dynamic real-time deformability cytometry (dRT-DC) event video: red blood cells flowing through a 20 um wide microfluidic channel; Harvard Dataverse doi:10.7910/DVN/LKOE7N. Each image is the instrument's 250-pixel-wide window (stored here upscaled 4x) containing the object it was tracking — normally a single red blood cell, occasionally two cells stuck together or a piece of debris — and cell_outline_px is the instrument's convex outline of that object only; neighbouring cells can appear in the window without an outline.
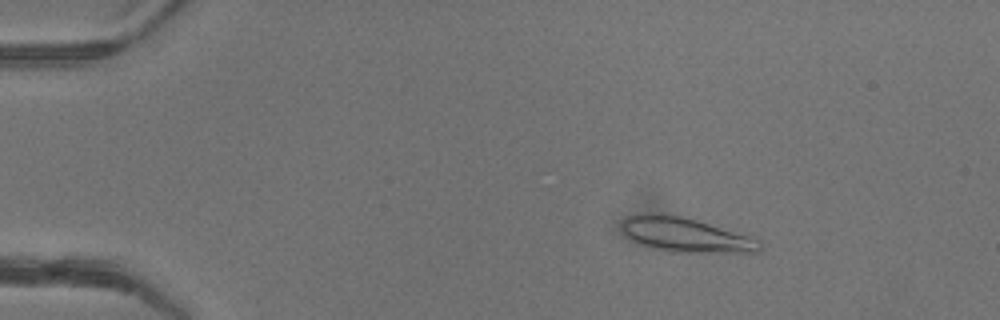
{"species": "common noctule bat (a hibernating species)", "species_latin": "Nyctalus noctula", "temperature_condition": "warm", "stored_images_in_passage": 50, "camera_frame_rate_fps": 3000, "um_per_image_px": 0.085, "animal": {"sex": "female"}, "frame": {"image": 1, "passage_image": 9, "time_ms": 2.667, "image_size_px": [1000, 320], "cell_outline_px": [[760, 252], [680, 252], [652, 248], [632, 240], [624, 232], [620, 224], [628, 216], [644, 212], [660, 212], [680, 216], [696, 220], [760, 240]], "centroid_in_image_um": [58.21, 19.94], "position_along_channel_um": 26.8, "area_um2": 27.28}}
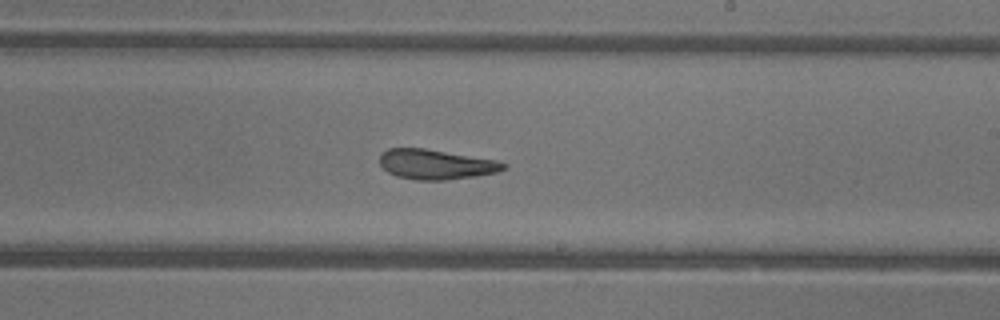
{"frame": {"image": 2, "passage_image": 31, "time_ms": 10.0, "image_size_px": [1000, 320], "cell_outline_px": [[508, 168], [496, 172], [476, 176], [444, 180], [416, 180], [396, 176], [388, 172], [380, 164], [380, 152], [388, 148], [424, 148], [496, 160], [508, 164]], "centroid_in_image_um": [37.04, 13.97], "position_along_channel_um": 252.0, "area_um2": 21.62}}
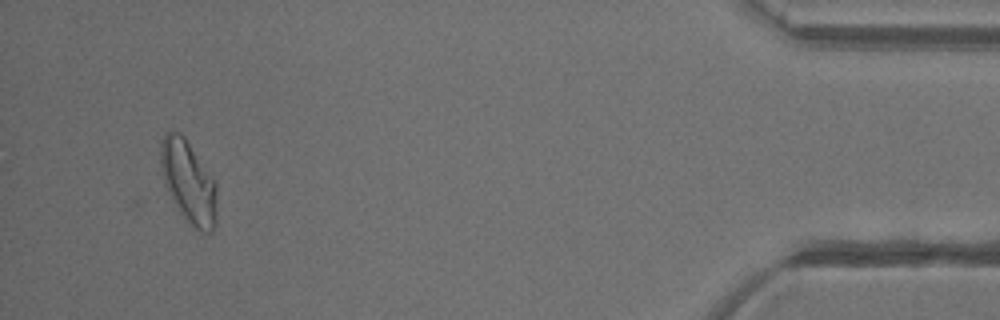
{"frame": {"image": 3, "passage_image": 48, "time_ms": 15.667, "image_size_px": [1000, 320], "cell_outline_px": [[216, 224], [212, 232], [204, 232], [192, 228], [188, 224], [172, 200], [164, 184], [160, 164], [160, 144], [164, 132], [172, 128], [180, 132], [184, 136], [216, 180]], "centroid_in_image_um": [16.01, 15.43], "position_along_channel_um": 419.2, "area_um2": 27.69}, "authors_computed_cell_mechanics": {"area_um2": 23.9292, "velocity_mm_per_s": 4.1964, "shape_relaxation_time_tau1_ms": 10.8671, "shape_relaxation_time_tau2_ms": 2.1397, "deformation_change_tau1": 0.2982, "deformation_change_tau2": 0.1178}}